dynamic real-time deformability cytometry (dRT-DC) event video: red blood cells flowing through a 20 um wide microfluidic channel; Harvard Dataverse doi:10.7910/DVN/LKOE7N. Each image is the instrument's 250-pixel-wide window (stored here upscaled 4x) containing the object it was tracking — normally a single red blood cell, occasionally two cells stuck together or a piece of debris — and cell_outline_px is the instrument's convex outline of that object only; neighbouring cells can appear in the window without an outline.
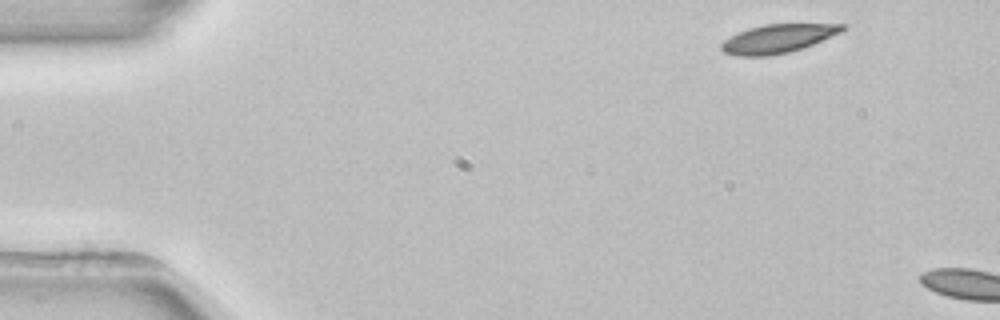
{"species": "common noctule bat (a hibernating species)", "species_latin": "Nyctalus noctula", "temperature_condition": "room temperature", "stored_images_in_passage": 2, "camera_frame_rate_fps": 3000, "um_per_image_px": 0.085, "animal": {"sex": "female", "body_mass_g": 22.7, "forearm_length_mm": 54.2}, "frame": {"image": 1, "passage_image": 1, "time_ms": 0.0, "image_size_px": [1000, 320], "cell_outline_px": [[848, 24], [840, 32], [812, 44], [788, 52], [768, 56], [736, 56], [724, 52], [720, 48], [720, 44], [724, 40], [748, 28], [764, 24]], "centroid_in_image_um": [66.07, 3.28], "position_along_channel_um": 18.9, "area_um2": 19.83}}